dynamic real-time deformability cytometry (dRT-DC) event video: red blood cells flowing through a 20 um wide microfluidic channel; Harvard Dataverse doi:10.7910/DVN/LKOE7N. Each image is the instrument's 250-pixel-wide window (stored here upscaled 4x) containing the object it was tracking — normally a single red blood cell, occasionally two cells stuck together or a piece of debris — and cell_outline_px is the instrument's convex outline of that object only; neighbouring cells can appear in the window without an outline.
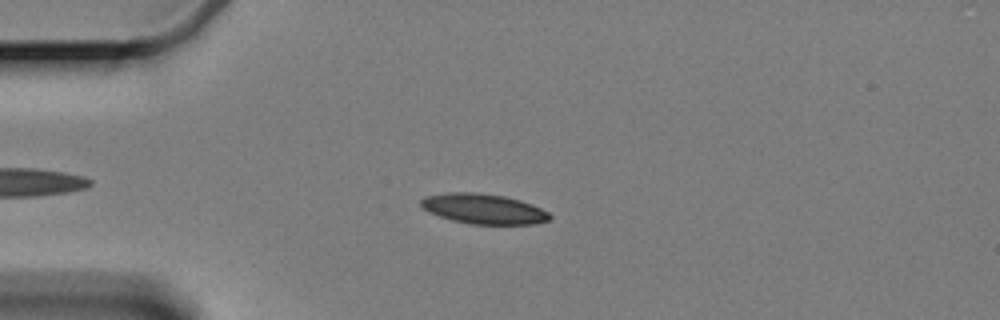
{"species": "Egyptian fruit bat (a non-hibernating species)", "species_latin": "Rousettus aegyptiacus", "temperature_condition": "cold", "stored_images_in_passage": 53, "camera_frame_rate_fps": 3000, "um_per_image_px": 0.085, "animal": {"sex": "female"}, "frame": {"image": 1, "passage_image": 8, "time_ms": 2.333, "image_size_px": [1000, 320], "cell_outline_px": [[552, 216], [548, 220], [536, 224], [468, 224], [452, 220], [428, 212], [420, 208], [420, 200], [428, 196], [448, 192], [476, 192], [504, 196], [520, 200], [532, 204], [548, 212]], "centroid_in_image_um": [41.08, 17.75], "position_along_channel_um": 43.9, "area_um2": 22.66}}
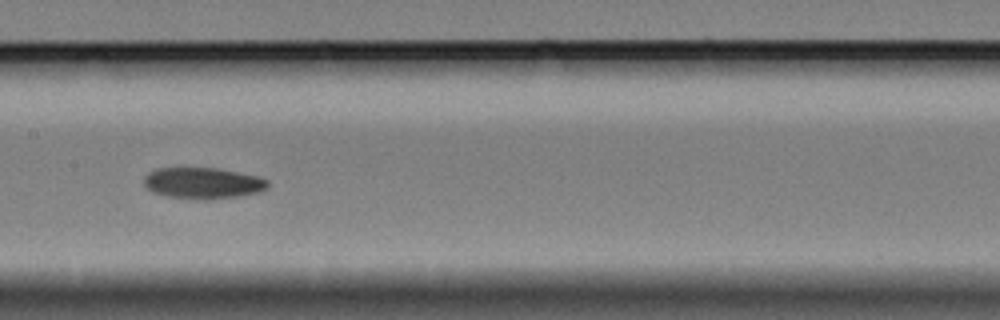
{"frame": {"image": 2, "passage_image": 23, "time_ms": 7.333, "image_size_px": [1000, 320], "cell_outline_px": [[268, 188], [260, 192], [240, 196], [204, 200], [200, 200], [168, 196], [152, 192], [144, 184], [144, 176], [148, 172], [156, 168], [216, 168], [260, 176], [268, 180]], "centroid_in_image_um": [17.27, 15.56], "position_along_channel_um": 190.1, "area_um2": 22.72}}
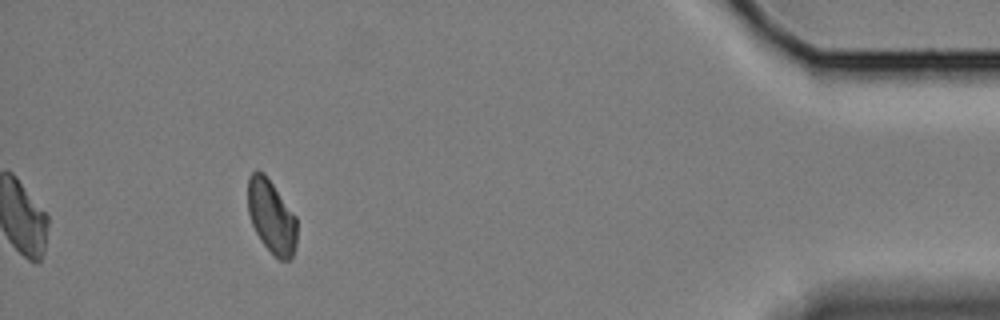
{"frame": {"image": 3, "passage_image": 48, "time_ms": 15.667, "image_size_px": [1000, 320], "cell_outline_px": [[296, 244], [292, 260], [280, 260], [260, 240], [252, 224], [248, 212], [248, 176], [256, 168], [264, 172], [296, 216]], "centroid_in_image_um": [23.07, 18.38], "position_along_channel_um": 412.1, "area_um2": 21.04}, "authors_computed_cell_mechanics": {"area_um2": 22.3686, "velocity_mm_per_s": 3.3378, "shape_relaxation_time_tau1_ms": 9.7278, "shape_relaxation_time_tau2_ms": null, "deformation_change_tau1": 0.1714, "deformation_change_tau2": null}}